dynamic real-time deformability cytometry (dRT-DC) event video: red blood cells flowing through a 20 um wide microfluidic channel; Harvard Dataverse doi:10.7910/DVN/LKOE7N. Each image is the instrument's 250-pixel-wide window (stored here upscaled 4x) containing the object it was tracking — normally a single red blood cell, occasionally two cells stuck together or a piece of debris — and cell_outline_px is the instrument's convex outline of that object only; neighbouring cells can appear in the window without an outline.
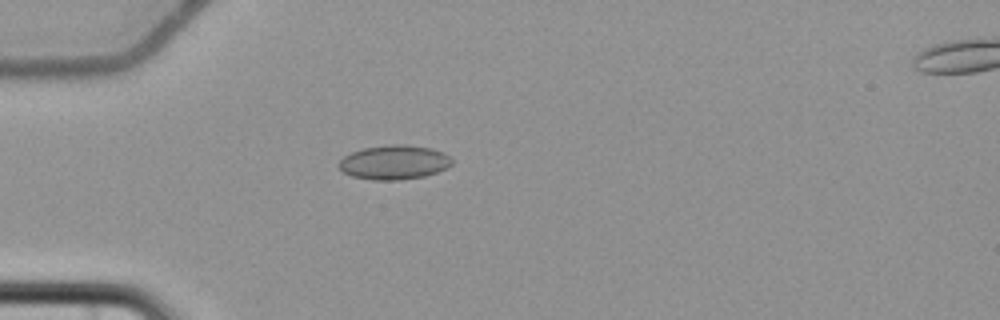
{"species": "common noctule bat (a hibernating species)", "species_latin": "Nyctalus noctula", "temperature_condition": "cold", "stored_images_in_passage": 6, "camera_frame_rate_fps": 3000, "um_per_image_px": 0.085, "animal": {"sex": "female", "body_mass_g": 22.7, "forearm_length_mm": 54.2}, "frame": {"image": 1, "passage_image": 5, "time_ms": 5.0, "image_size_px": [1000, 320], "cell_outline_px": [[452, 164], [436, 172], [424, 176], [400, 180], [372, 180], [352, 176], [344, 172], [336, 164], [344, 156], [352, 152], [364, 148], [388, 144], [408, 144], [432, 148], [444, 152], [452, 160]], "centroid_in_image_um": [33.49, 13.78], "position_along_channel_um": 51.5, "area_um2": 22.66}}